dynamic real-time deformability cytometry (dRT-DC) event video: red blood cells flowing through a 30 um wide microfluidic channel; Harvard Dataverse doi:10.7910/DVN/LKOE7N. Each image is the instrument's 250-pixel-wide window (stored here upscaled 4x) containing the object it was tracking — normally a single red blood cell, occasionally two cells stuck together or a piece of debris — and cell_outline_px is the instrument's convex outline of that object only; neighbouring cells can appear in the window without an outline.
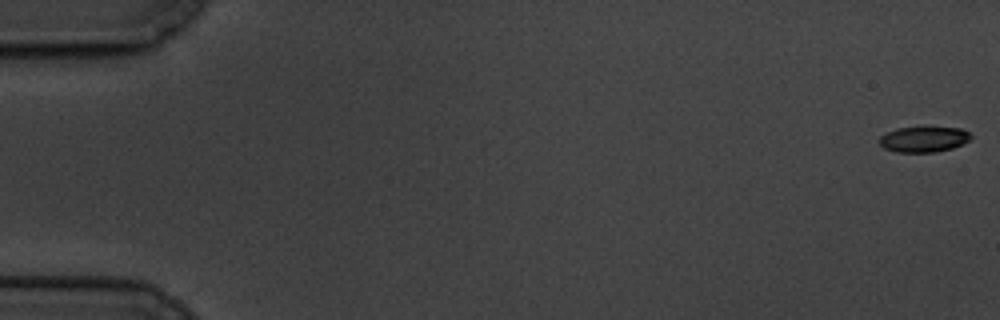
{"species": "common noctule bat (a hibernating species)", "species_latin": "Nyctalus noctula", "temperature_condition": "cold", "stored_images_in_passage": 60, "camera_frame_rate_fps": 3000, "um_per_image_px": 0.085, "animal": {"sex": "male", "body_mass_g": 19.5, "forearm_length_mm": 54.6}, "frame": {"image": 1, "passage_image": 1, "time_ms": 0.0, "image_size_px": [1000, 320], "cell_outline_px": [[972, 136], [968, 140], [952, 148], [936, 152], [896, 152], [884, 148], [880, 144], [880, 136], [896, 128], [920, 124], [924, 124], [960, 128], [968, 132]], "centroid_in_image_um": [78.5, 11.77], "position_along_channel_um": 6.5, "area_um2": 14.28}}
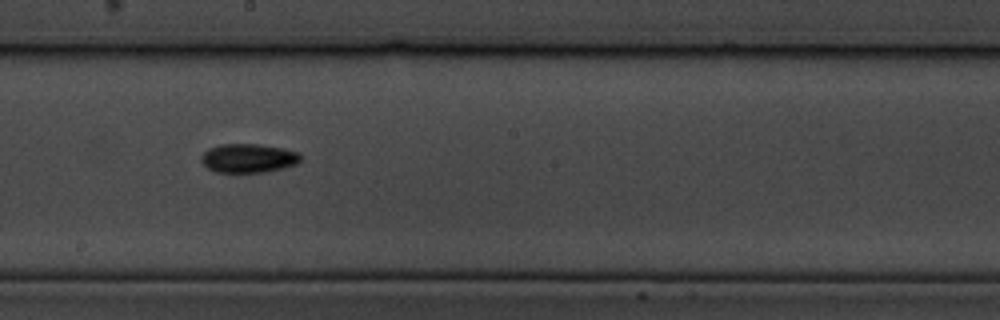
{"frame": {"image": 2, "passage_image": 34, "time_ms": 11.0, "image_size_px": [1000, 320], "cell_outline_px": [[300, 160], [296, 164], [264, 172], [216, 172], [208, 168], [200, 160], [200, 156], [208, 148], [220, 144], [256, 144], [284, 148], [296, 152], [300, 156]], "centroid_in_image_um": [21.06, 13.44], "position_along_channel_um": 227.1, "area_um2": 16.59}}
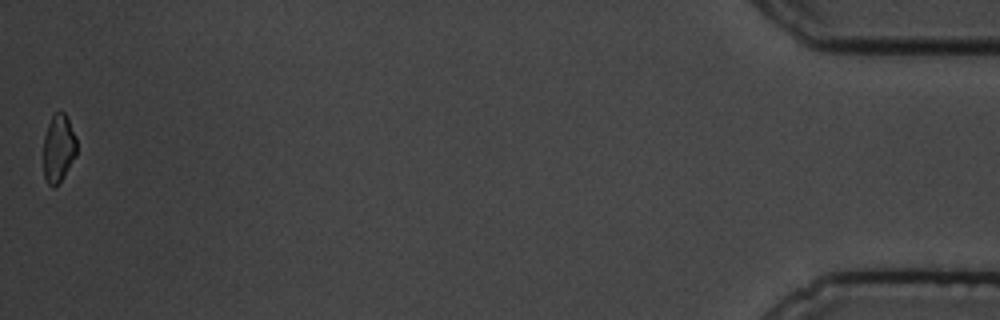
{"frame": {"image": 3, "passage_image": 60, "time_ms": 19.667, "image_size_px": [1000, 320], "cell_outline_px": [[76, 156], [64, 176], [52, 188], [48, 184], [44, 176], [44, 136], [48, 124], [52, 116], [56, 112], [64, 112], [76, 136]], "centroid_in_image_um": [4.97, 12.61], "position_along_channel_um": 430.2, "area_um2": 13.01}, "authors_computed_cell_mechanics": {"area_um2": 15.0569, "velocity_mm_per_s": 3.3995, "shape_relaxation_time_tau1_ms": 4.3241, "shape_relaxation_time_tau2_ms": 8.4178, "deformation_change_tau1": 0.1064, "deformation_change_tau2": 0.1519}}